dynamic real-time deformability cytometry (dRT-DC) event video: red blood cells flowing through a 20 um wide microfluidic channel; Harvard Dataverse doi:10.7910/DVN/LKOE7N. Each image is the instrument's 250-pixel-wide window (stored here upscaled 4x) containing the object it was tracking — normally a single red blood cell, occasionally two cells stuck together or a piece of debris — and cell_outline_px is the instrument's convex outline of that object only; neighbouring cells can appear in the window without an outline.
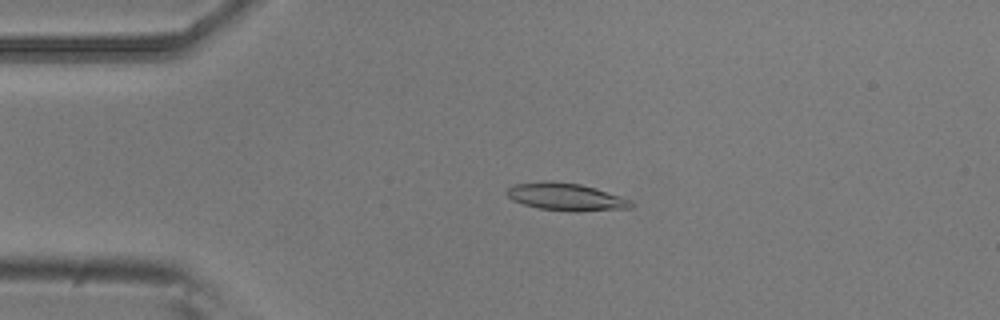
{"species": "common noctule bat (a hibernating species)", "species_latin": "Nyctalus noctula", "temperature_condition": "room temperature", "stored_images_in_passage": 5, "camera_frame_rate_fps": 3000, "um_per_image_px": 0.085, "animal": {"sex": "male", "body_mass_g": 20.5, "forearm_length_mm": 52.5}, "frame": {"image": 1, "passage_image": 4, "time_ms": 1.0, "image_size_px": [1000, 320], "cell_outline_px": [[632, 208], [572, 212], [540, 208], [524, 204], [512, 200], [504, 192], [508, 188], [516, 184], [544, 180], [548, 180], [580, 184], [596, 188], [632, 200]], "centroid_in_image_um": [48.1, 16.73], "position_along_channel_um": 36.9, "area_um2": 19.94}}